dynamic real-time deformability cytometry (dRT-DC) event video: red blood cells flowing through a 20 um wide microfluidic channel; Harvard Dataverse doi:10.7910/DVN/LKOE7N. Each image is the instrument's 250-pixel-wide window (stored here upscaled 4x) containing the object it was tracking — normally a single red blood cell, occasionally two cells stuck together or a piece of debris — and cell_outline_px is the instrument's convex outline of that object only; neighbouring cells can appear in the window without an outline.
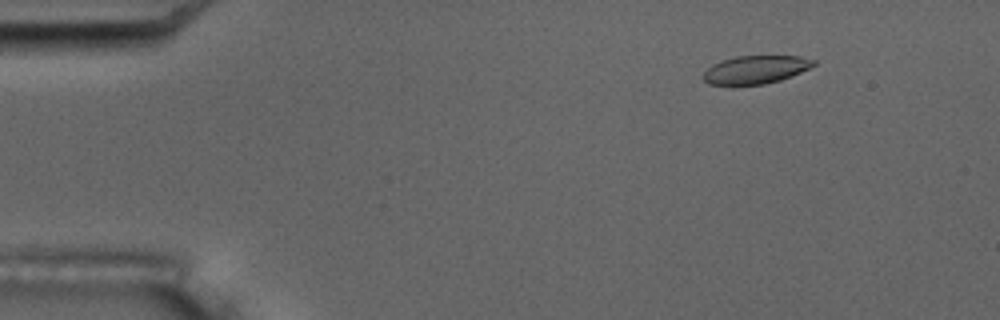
{"species": "common noctule bat (a hibernating species)", "species_latin": "Nyctalus noctula", "temperature_condition": "room temperature", "stored_images_in_passage": 2, "camera_frame_rate_fps": 3000, "um_per_image_px": 0.085, "animal": {"sex": "male", "body_mass_g": 17.5, "forearm_length_mm": 52.3}, "frame": {"image": 1, "passage_image": 1, "time_ms": 0.0, "image_size_px": [1000, 320], "cell_outline_px": [[816, 64], [792, 76], [780, 80], [764, 84], [708, 84], [700, 76], [712, 64], [720, 60], [736, 56], [800, 56], [816, 60]], "centroid_in_image_um": [64.21, 5.9], "position_along_channel_um": 20.8, "area_um2": 18.03}}